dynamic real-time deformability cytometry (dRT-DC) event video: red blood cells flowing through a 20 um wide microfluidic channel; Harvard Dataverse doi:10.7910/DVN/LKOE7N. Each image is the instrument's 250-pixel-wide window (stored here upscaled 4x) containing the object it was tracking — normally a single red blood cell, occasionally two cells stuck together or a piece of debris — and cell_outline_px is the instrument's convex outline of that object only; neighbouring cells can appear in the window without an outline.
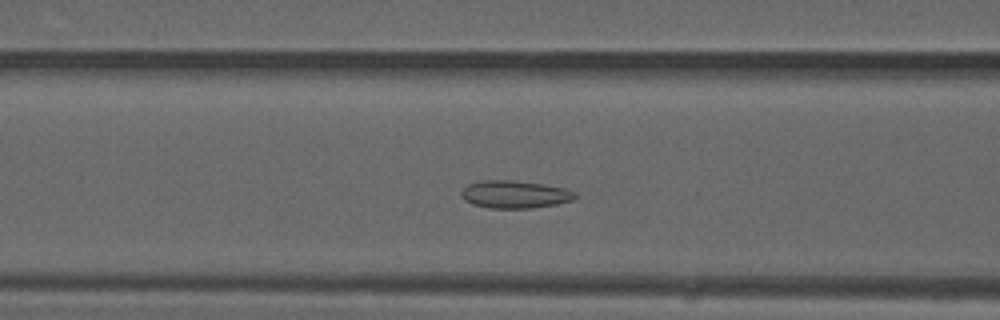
{"species": "common noctule bat (a hibernating species)", "species_latin": "Nyctalus noctula", "temperature_condition": "warm", "stored_images_in_passage": 37, "camera_frame_rate_fps": 3000, "um_per_image_px": 0.085, "animal": {"sex": "male", "forearm_length_mm": 52.5}, "frame": {"image": 1, "passage_image": 16, "time_ms": 5.0, "image_size_px": [1000, 320], "cell_outline_px": [[576, 196], [572, 200], [556, 204], [532, 208], [488, 208], [472, 204], [464, 200], [460, 196], [460, 192], [468, 184], [480, 180], [512, 180], [544, 184], [564, 188], [572, 192]], "centroid_in_image_um": [43.69, 16.52], "position_along_channel_um": 122.9, "area_um2": 18.32}}
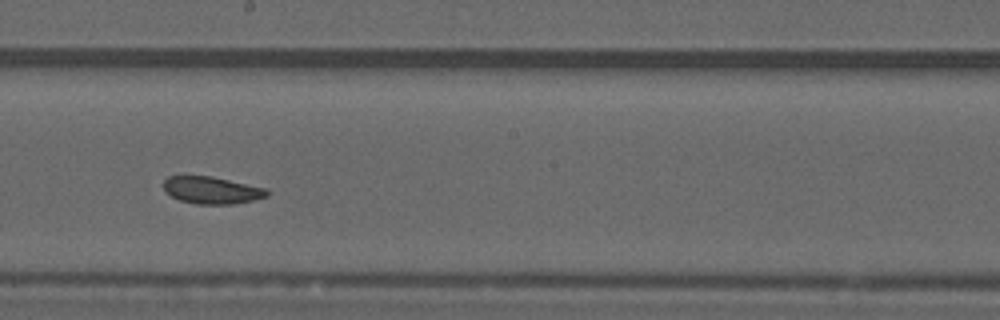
{"frame": {"image": 2, "passage_image": 24, "time_ms": 7.667, "image_size_px": [1000, 320], "cell_outline_px": [[268, 196], [252, 200], [232, 204], [196, 204], [180, 200], [172, 196], [164, 188], [164, 180], [168, 176], [212, 176], [268, 188]], "centroid_in_image_um": [18.03, 16.16], "position_along_channel_um": 230.2, "area_um2": 16.3}}
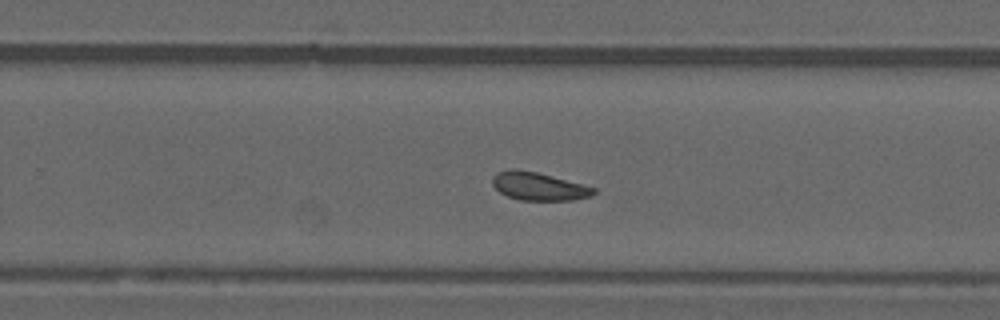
{"frame": {"image": 3, "passage_image": 28, "time_ms": 9.0, "image_size_px": [1000, 320], "cell_outline_px": [[596, 192], [592, 196], [572, 200], [520, 200], [508, 196], [500, 192], [492, 184], [492, 176], [496, 172], [508, 168], [512, 168], [536, 172], [596, 188]], "centroid_in_image_um": [45.75, 15.83], "position_along_channel_um": 284.0, "area_um2": 16.47}, "authors_computed_cell_mechanics": {"area_um2": 17.3978, "velocity_mm_per_s": 4.0417, "shape_relaxation_time_tau1_ms": null, "shape_relaxation_time_tau2_ms": 2.9648, "deformation_change_tau1": null, "deformation_change_tau2": 0.0762}}